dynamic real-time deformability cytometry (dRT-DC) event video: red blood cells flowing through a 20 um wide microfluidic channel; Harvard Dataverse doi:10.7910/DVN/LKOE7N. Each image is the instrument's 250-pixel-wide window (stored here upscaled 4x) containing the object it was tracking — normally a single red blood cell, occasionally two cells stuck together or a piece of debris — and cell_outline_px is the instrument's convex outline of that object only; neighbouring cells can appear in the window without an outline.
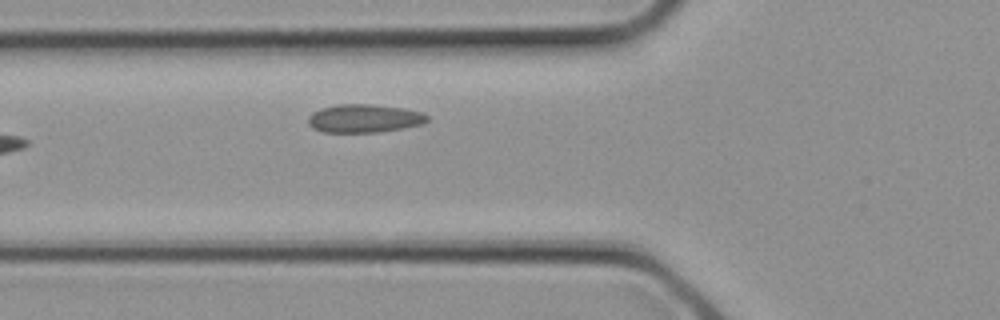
{"species": "common noctule bat (a hibernating species)", "species_latin": "Nyctalus noctula", "temperature_condition": "cold", "stored_images_in_passage": 4, "camera_frame_rate_fps": 3000, "um_per_image_px": 0.085, "animal": {"sex": "female", "body_mass_g": 21.9}, "frame": {"image": 1, "passage_image": 4, "time_ms": 1.0, "image_size_px": [1000, 320], "cell_outline_px": [[428, 120], [420, 124], [380, 132], [324, 132], [312, 128], [308, 124], [308, 116], [312, 112], [320, 108], [336, 104], [368, 104], [404, 108], [420, 112], [428, 116]], "centroid_in_image_um": [30.89, 10.06], "position_along_channel_um": 94.9, "area_um2": 19.54}}